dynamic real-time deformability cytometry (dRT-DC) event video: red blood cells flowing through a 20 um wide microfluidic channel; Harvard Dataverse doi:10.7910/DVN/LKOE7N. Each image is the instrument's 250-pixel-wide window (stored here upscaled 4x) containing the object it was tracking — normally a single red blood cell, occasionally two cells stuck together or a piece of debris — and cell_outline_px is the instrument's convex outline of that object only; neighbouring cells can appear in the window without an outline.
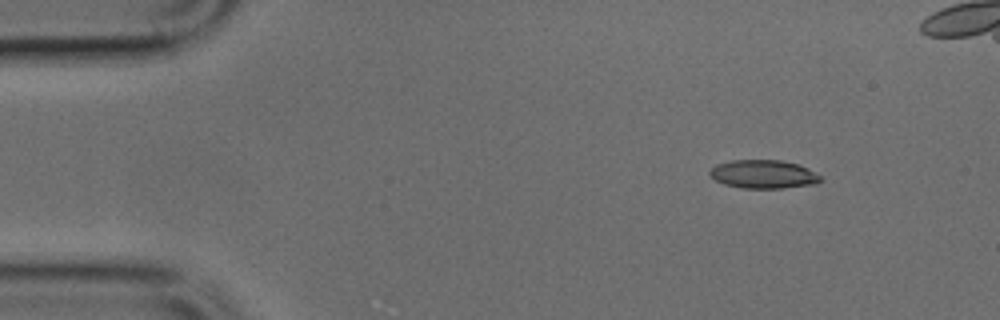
{"species": "common noctule bat (a hibernating species)", "species_latin": "Nyctalus noctula", "temperature_condition": "cold", "stored_images_in_passage": 5, "camera_frame_rate_fps": 3000, "um_per_image_px": 0.085, "animal": {"sex": "male", "body_mass_g": 17.9, "forearm_length_mm": 54.2}, "frame": {"image": 1, "passage_image": 1, "time_ms": 0.0, "image_size_px": [1000, 320], "cell_outline_px": [[824, 180], [816, 184], [780, 188], [740, 188], [724, 184], [716, 180], [708, 172], [716, 164], [732, 160], [780, 160], [796, 164], [808, 168], [820, 176]], "centroid_in_image_um": [64.9, 14.81], "position_along_channel_um": 20.1, "area_um2": 18.32}}